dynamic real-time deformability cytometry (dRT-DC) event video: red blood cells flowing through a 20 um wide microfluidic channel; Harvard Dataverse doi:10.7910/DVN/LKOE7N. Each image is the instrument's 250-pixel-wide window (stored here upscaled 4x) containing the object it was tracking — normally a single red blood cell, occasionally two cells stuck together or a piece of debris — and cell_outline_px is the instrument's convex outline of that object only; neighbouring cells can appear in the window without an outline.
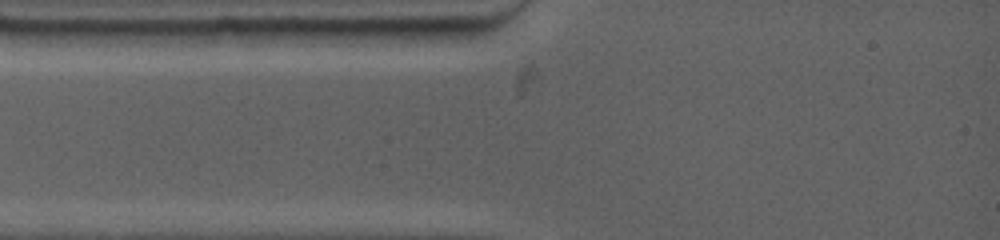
{"species": "common noctule bat (a hibernating species)", "species_latin": "Nyctalus noctula", "temperature_condition": "warm", "stored_images_in_passage": 1, "camera_frame_rate_fps": 4500, "um_per_image_px": 0.085, "animal": {"sex": "female", "body_mass_g": 19.0, "forearm_length_mm": 53.3}, "frame": {"image": 1, "passage_image": 1, "time_ms": 0.0, "image_size_px": [1000, 240], "cell_outline_px": [[256, 44], [252, 48], [96, 44], [88, 32], [100, 28], [248, 28]], "centroid_in_image_um": [14.92, 3.15], "position_along_channel_um": 70.1, "area_um2": 20.75}}